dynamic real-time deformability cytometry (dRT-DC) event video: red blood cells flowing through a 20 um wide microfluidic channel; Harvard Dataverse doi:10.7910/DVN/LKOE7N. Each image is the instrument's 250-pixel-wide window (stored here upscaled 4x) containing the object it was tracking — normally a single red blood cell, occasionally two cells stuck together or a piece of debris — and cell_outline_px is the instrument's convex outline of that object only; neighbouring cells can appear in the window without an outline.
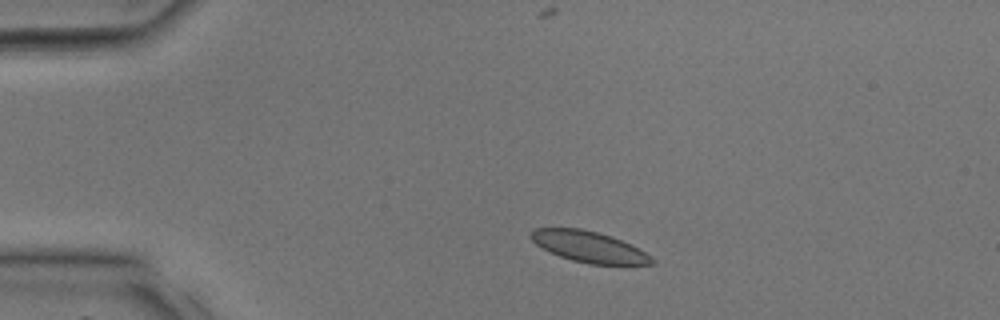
{"species": "common noctule bat (a hibernating species)", "species_latin": "Nyctalus noctula", "temperature_condition": "room temperature", "stored_images_in_passage": 30, "camera_frame_rate_fps": 3000, "um_per_image_px": 0.085, "animal": {"sex": "male", "body_mass_g": 17.9, "forearm_length_mm": 54.2}, "frame": {"image": 1, "passage_image": 1, "time_ms": 0.0, "image_size_px": [1000, 320], "cell_outline_px": [[656, 260], [652, 264], [588, 264], [572, 260], [560, 256], [536, 244], [528, 236], [532, 228], [580, 228], [612, 236], [652, 256]], "centroid_in_image_um": [50.03, 20.97], "position_along_channel_um": 35.0, "area_um2": 21.56}}
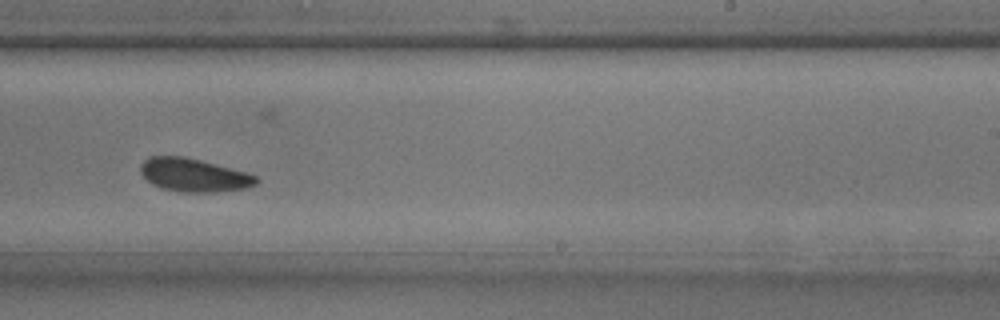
{"frame": {"image": 2, "passage_image": 16, "time_ms": 5.0, "image_size_px": [1000, 320], "cell_outline_px": [[260, 180], [256, 184], [248, 188], [216, 192], [184, 192], [160, 188], [152, 184], [140, 172], [140, 164], [148, 156], [184, 156], [248, 172], [256, 176]], "centroid_in_image_um": [16.49, 14.88], "position_along_channel_um": 272.5, "area_um2": 22.6}}
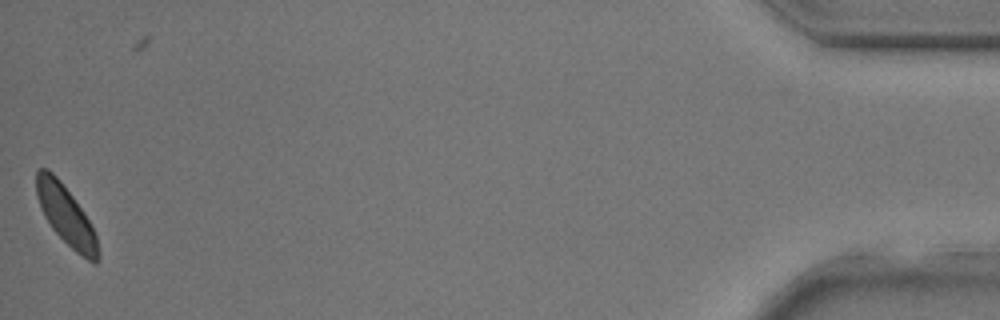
{"frame": {"image": 3, "passage_image": 29, "time_ms": 9.333, "image_size_px": [1000, 320], "cell_outline_px": [[100, 256], [96, 264], [92, 264], [76, 252], [52, 228], [44, 216], [40, 208], [36, 196], [36, 172], [40, 168], [48, 168], [60, 180], [84, 212], [96, 236], [100, 252]], "centroid_in_image_um": [5.61, 18.32], "position_along_channel_um": 429.6, "area_um2": 21.21}}